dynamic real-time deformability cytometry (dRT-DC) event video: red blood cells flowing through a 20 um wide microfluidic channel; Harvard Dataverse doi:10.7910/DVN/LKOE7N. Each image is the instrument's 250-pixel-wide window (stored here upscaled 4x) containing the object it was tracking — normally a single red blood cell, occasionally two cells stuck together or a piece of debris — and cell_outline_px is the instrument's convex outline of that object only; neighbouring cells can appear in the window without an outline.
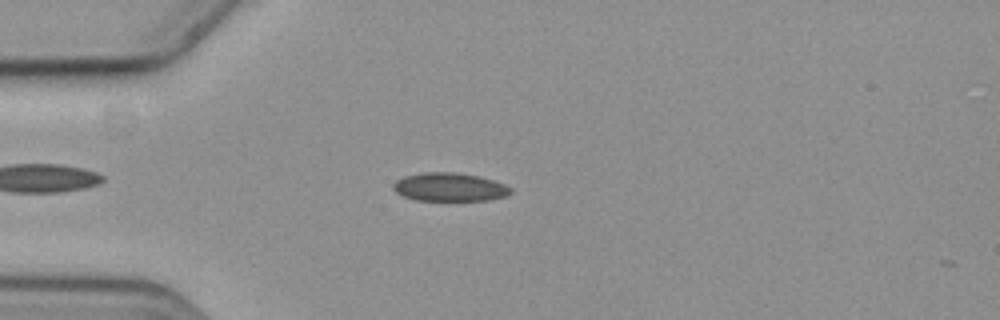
{"species": "common noctule bat (a hibernating species)", "species_latin": "Nyctalus noctula", "temperature_condition": "cold", "stored_images_in_passage": 2, "camera_frame_rate_fps": 3000, "um_per_image_px": 0.085, "animal": {"sex": "female", "body_mass_g": 19.3, "forearm_length_mm": 54.1}, "frame": {"image": 1, "passage_image": 1, "time_ms": 0.0, "image_size_px": [1000, 320], "cell_outline_px": [[512, 192], [504, 196], [488, 200], [416, 200], [404, 196], [396, 192], [392, 188], [392, 184], [396, 180], [404, 176], [420, 172], [456, 172], [480, 176], [504, 184], [512, 188]], "centroid_in_image_um": [38.19, 15.89], "position_along_channel_um": 46.8, "area_um2": 19.48}}